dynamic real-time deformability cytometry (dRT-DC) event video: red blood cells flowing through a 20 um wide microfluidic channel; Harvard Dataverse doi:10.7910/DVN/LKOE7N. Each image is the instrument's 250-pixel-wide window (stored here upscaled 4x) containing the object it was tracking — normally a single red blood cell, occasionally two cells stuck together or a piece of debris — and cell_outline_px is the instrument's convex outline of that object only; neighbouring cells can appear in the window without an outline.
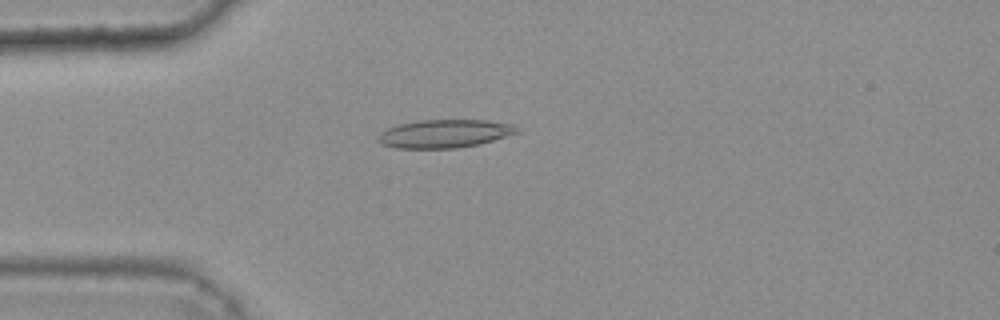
{"species": "common noctule bat (a hibernating species)", "species_latin": "Nyctalus noctula", "temperature_condition": "warm", "stored_images_in_passage": 43, "camera_frame_rate_fps": 3000, "um_per_image_px": 0.085, "animal": {"sex": "female", "body_mass_g": 25.1}, "frame": {"image": 1, "passage_image": 9, "time_ms": 2.667, "image_size_px": [1000, 320], "cell_outline_px": [[520, 132], [492, 140], [476, 144], [456, 148], [396, 148], [384, 144], [376, 140], [376, 136], [380, 132], [388, 128], [400, 124], [416, 120], [484, 120], [512, 124], [520, 128]], "centroid_in_image_um": [37.76, 11.35], "position_along_channel_um": 47.2, "area_um2": 22.72}}
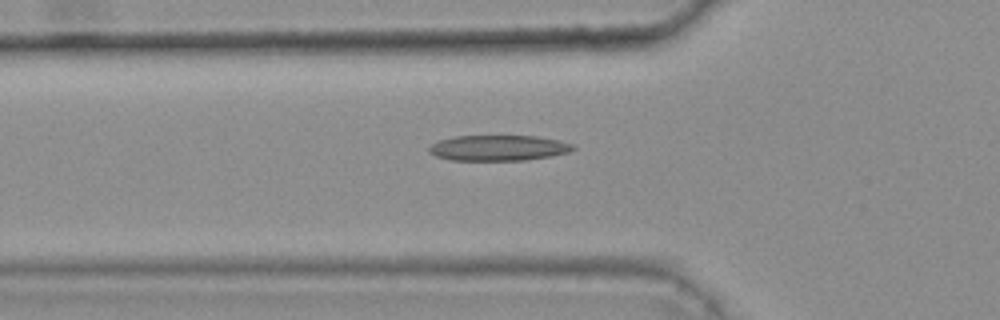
{"frame": {"image": 2, "passage_image": 13, "time_ms": 4.0, "image_size_px": [1000, 320], "cell_outline_px": [[576, 148], [568, 152], [548, 156], [524, 160], [452, 160], [436, 156], [428, 152], [428, 148], [432, 144], [440, 140], [456, 136], [536, 136], [560, 140], [572, 144]], "centroid_in_image_um": [42.35, 12.57], "position_along_channel_um": 83.4, "area_um2": 21.27}}
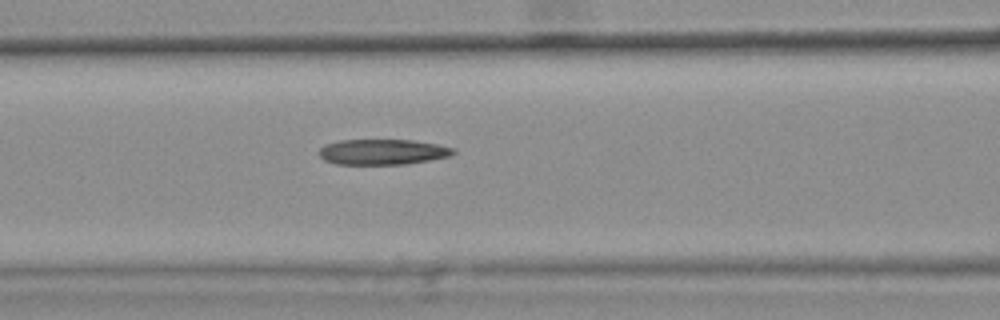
{"frame": {"image": 3, "passage_image": 17, "time_ms": 5.333, "image_size_px": [1000, 320], "cell_outline_px": [[456, 152], [452, 156], [404, 164], [336, 164], [324, 160], [320, 156], [320, 148], [324, 144], [340, 140], [412, 140], [436, 144], [456, 148]], "centroid_in_image_um": [32.54, 12.91], "position_along_channel_um": 134.1, "area_um2": 19.94}, "authors_computed_cell_mechanics": {"area_um2": 20.519, "velocity_mm_per_s": 3.756, "shape_relaxation_time_tau1_ms": null, "shape_relaxation_time_tau2_ms": 8.8055, "deformation_change_tau1": null, "deformation_change_tau2": 0.211}}